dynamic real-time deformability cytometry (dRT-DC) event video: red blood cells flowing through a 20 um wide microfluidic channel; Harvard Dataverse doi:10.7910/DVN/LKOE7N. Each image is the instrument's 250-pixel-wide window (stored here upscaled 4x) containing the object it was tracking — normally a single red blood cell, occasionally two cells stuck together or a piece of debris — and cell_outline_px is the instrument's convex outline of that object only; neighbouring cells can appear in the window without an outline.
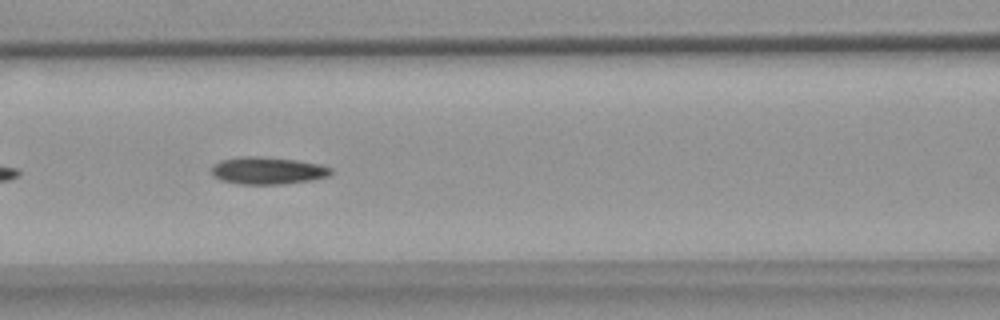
{"species": "common noctule bat (a hibernating species)", "species_latin": "Nyctalus noctula", "temperature_condition": "warm", "stored_images_in_passage": 7, "camera_frame_rate_fps": 3000, "um_per_image_px": 0.085, "animal": {"sex": "female", "body_mass_g": 18.4}, "frame": {"image": 1, "passage_image": 4, "time_ms": 3.667, "image_size_px": [1000, 320], "cell_outline_px": [[332, 172], [328, 176], [312, 180], [284, 184], [240, 184], [220, 180], [212, 176], [212, 164], [220, 160], [240, 156], [260, 156], [296, 160], [320, 164], [332, 168]], "centroid_in_image_um": [22.72, 14.5], "position_along_channel_um": 143.9, "area_um2": 19.19}}
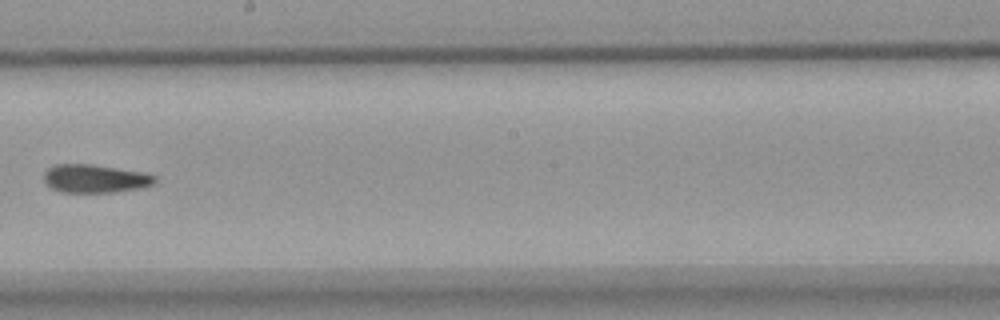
{"frame": {"image": 2, "passage_image": 6, "time_ms": 6.333, "image_size_px": [1000, 320], "cell_outline_px": [[156, 180], [152, 184], [136, 188], [112, 192], [60, 192], [52, 188], [44, 180], [44, 172], [48, 168], [56, 164], [92, 164], [144, 172], [156, 176]], "centroid_in_image_um": [8.05, 15.17], "position_along_channel_um": 240.1, "area_um2": 18.09}}
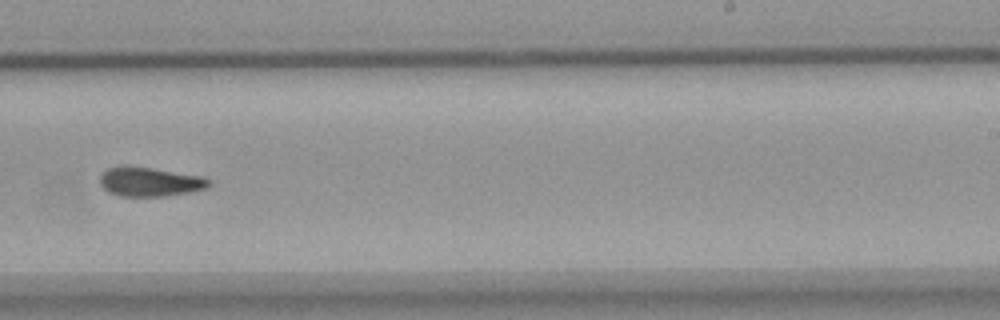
{"frame": {"image": 3, "passage_image": 7, "time_ms": 7.333, "image_size_px": [1000, 320], "cell_outline_px": [[212, 184], [208, 188], [188, 192], [160, 196], [120, 196], [108, 192], [100, 184], [100, 176], [108, 168], [124, 164], [128, 164], [200, 176], [208, 180]], "centroid_in_image_um": [12.68, 15.43], "position_along_channel_um": 276.3, "area_um2": 18.55}}